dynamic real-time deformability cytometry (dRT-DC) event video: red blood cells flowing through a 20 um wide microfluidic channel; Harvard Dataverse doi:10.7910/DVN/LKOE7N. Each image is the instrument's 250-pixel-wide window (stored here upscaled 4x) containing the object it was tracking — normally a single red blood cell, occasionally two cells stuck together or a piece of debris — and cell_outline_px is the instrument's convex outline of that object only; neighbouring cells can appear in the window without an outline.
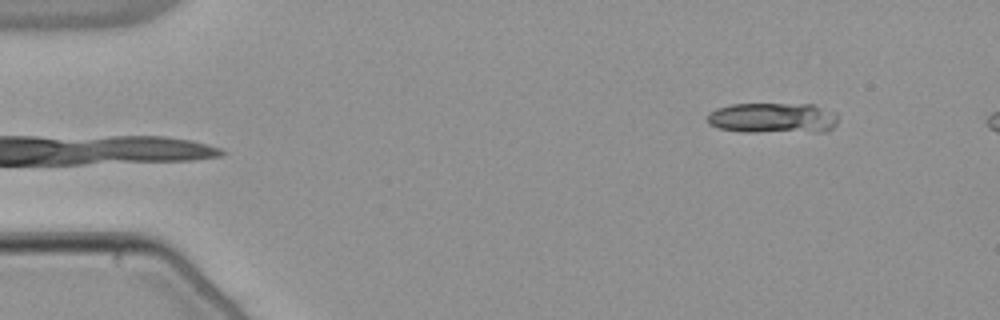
{"species": "common noctule bat (a hibernating species)", "species_latin": "Nyctalus noctula", "temperature_condition": "warm", "stored_images_in_passage": 6, "camera_frame_rate_fps": 3000, "um_per_image_px": 0.085, "animal": {"sex": "male", "body_mass_g": 21.5, "forearm_length_mm": 52.0}, "frame": {"image": 1, "passage_image": 1, "time_ms": 0.0, "image_size_px": [1000, 320], "cell_outline_px": [[836, 124], [828, 132], [744, 132], [716, 128], [708, 124], [708, 112], [716, 108], [732, 104], [812, 104], [836, 112]], "centroid_in_image_um": [65.69, 10.04], "position_along_channel_um": 19.3, "area_um2": 23.64}}